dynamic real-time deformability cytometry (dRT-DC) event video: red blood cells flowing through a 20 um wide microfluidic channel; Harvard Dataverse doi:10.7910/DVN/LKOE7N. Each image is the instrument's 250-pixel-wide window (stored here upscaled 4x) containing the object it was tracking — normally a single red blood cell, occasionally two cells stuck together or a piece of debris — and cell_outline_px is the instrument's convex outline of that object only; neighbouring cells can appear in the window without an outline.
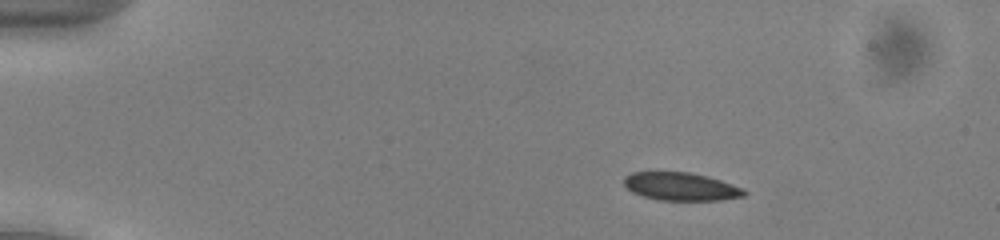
{"species": "common noctule bat (a hibernating species)", "species_latin": "Nyctalus noctula", "temperature_condition": "cold", "stored_images_in_passage": 49, "camera_frame_rate_fps": 3000, "um_per_image_px": 0.085, "animal": {"sex": "male", "body_mass_g": 13.0, "forearm_length_mm": 53.1}, "frame": {"image": 1, "passage_image": 5, "time_ms": 1.333, "image_size_px": [1000, 240], "cell_outline_px": [[748, 192], [744, 196], [720, 200], [660, 200], [644, 196], [632, 192], [624, 184], [624, 176], [632, 172], [688, 172], [708, 176], [744, 188]], "centroid_in_image_um": [57.89, 15.85], "position_along_channel_um": 27.1, "area_um2": 19.59}}
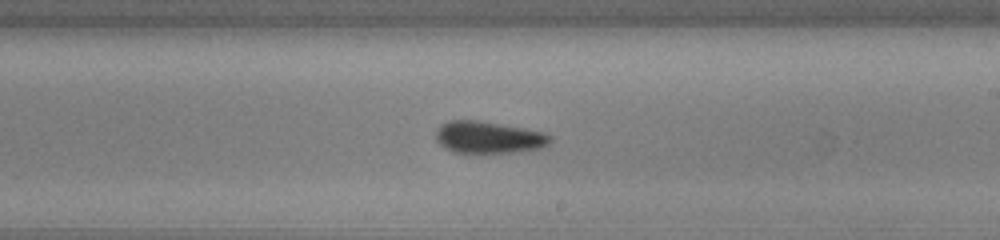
{"frame": {"image": 2, "passage_image": 28, "time_ms": 9.0, "image_size_px": [1000, 240], "cell_outline_px": [[552, 140], [548, 144], [540, 148], [520, 152], [452, 152], [444, 148], [436, 140], [436, 132], [440, 124], [448, 120], [476, 120], [500, 124], [544, 132], [552, 136]], "centroid_in_image_um": [41.51, 11.67], "position_along_channel_um": 247.5, "area_um2": 21.27}}
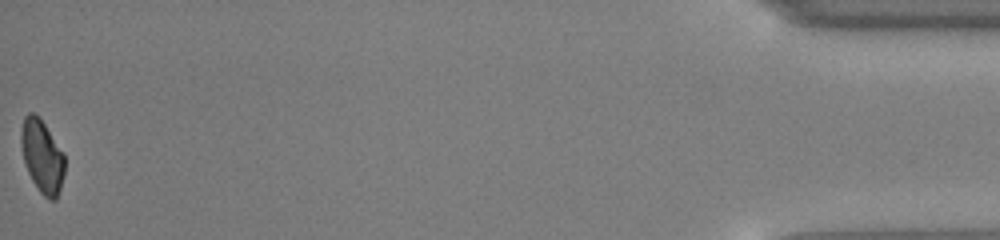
{"frame": {"image": 3, "passage_image": 49, "time_ms": 16.0, "image_size_px": [1000, 240], "cell_outline_px": [[64, 172], [60, 188], [56, 200], [52, 200], [44, 196], [40, 192], [32, 180], [28, 172], [24, 160], [20, 144], [20, 128], [24, 116], [28, 112], [32, 112], [40, 116], [64, 152]], "centroid_in_image_um": [3.57, 13.22], "position_along_channel_um": 431.6, "area_um2": 18.79}, "authors_computed_cell_mechanics": {"area_um2": 20.6924, "velocity_mm_per_s": 3.9383, "shape_relaxation_time_tau1_ms": 2.2456, "shape_relaxation_time_tau2_ms": 7.0402, "deformation_change_tau1": 0.07, "deformation_change_tau2": 0.1023}}